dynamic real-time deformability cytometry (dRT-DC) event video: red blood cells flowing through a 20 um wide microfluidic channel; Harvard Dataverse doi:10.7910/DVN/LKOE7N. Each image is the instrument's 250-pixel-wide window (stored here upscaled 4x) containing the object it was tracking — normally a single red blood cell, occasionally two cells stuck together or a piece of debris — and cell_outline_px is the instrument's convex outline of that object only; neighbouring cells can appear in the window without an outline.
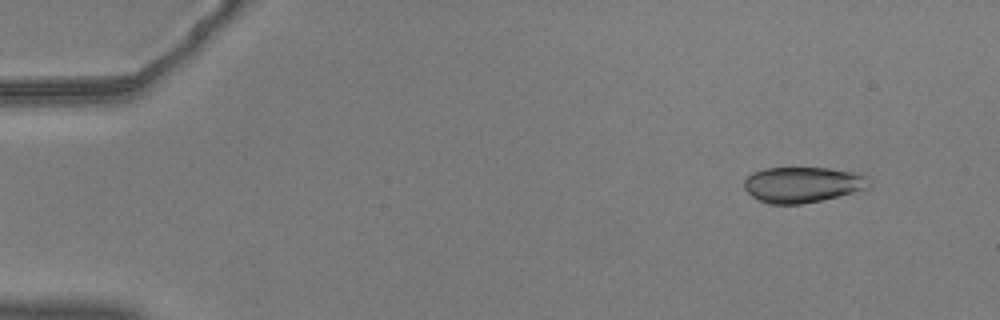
{"species": "common noctule bat (a hibernating species)", "species_latin": "Nyctalus noctula", "temperature_condition": "warm", "stored_images_in_passage": 53, "camera_frame_rate_fps": 3000, "um_per_image_px": 0.085, "animal": {"sex": "male", "body_mass_g": 20.5, "forearm_length_mm": 52.5}, "frame": {"image": 1, "passage_image": 3, "time_ms": 0.667, "image_size_px": [1000, 320], "cell_outline_px": [[872, 188], [820, 200], [800, 204], [768, 204], [752, 196], [744, 188], [744, 180], [752, 172], [764, 168], [828, 168], [860, 172], [872, 180]], "centroid_in_image_um": [68.29, 15.68], "position_along_channel_um": 16.7, "area_um2": 26.3}}
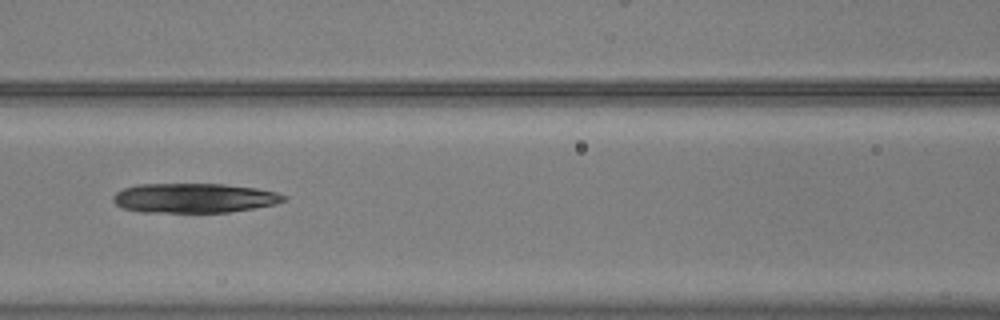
{"frame": {"image": 2, "passage_image": 23, "time_ms": 7.333, "image_size_px": [1000, 320], "cell_outline_px": [[288, 196], [284, 200], [276, 204], [228, 212], [140, 212], [124, 208], [116, 204], [112, 200], [112, 196], [116, 192], [124, 188], [136, 184], [224, 184], [256, 188], [276, 192]], "centroid_in_image_um": [16.48, 16.83], "position_along_channel_um": 150.1, "area_um2": 29.36}}
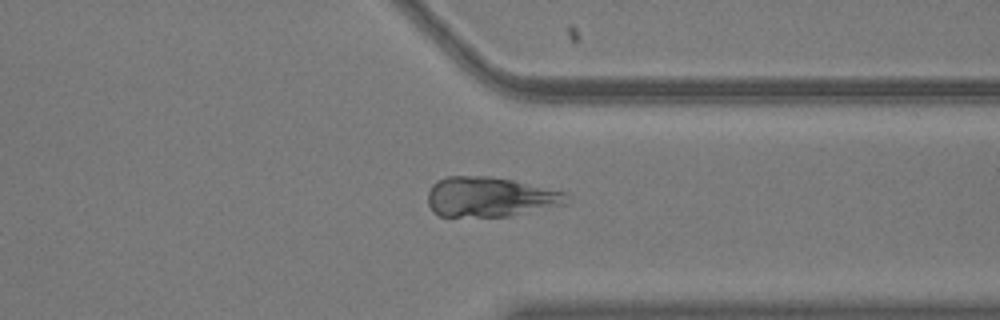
{"frame": {"image": 3, "passage_image": 41, "time_ms": 13.333, "image_size_px": [1000, 320], "cell_outline_px": [[564, 204], [508, 216], [440, 216], [432, 212], [428, 204], [428, 192], [432, 184], [436, 180], [448, 176], [488, 176], [512, 180], [564, 192]], "centroid_in_image_um": [41.53, 16.73], "position_along_channel_um": 369.9, "area_um2": 31.73}}